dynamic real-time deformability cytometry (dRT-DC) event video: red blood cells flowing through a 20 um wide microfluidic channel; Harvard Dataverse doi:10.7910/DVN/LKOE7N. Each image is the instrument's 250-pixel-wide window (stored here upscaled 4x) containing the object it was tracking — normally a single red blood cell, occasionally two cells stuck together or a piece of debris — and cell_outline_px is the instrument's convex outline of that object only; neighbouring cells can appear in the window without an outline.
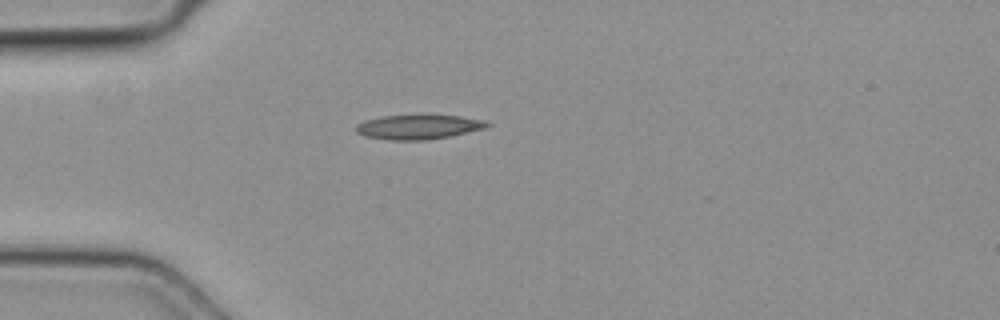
{"species": "common noctule bat (a hibernating species)", "species_latin": "Nyctalus noctula", "temperature_condition": "cold", "stored_images_in_passage": 1, "camera_frame_rate_fps": 3000, "um_per_image_px": 0.085, "animal": {"sex": "female", "body_mass_g": 19.3, "forearm_length_mm": 54.1}, "frame": {"image": 1, "passage_image": 1, "time_ms": 0.0, "image_size_px": [1000, 320], "cell_outline_px": [[492, 124], [488, 128], [428, 140], [388, 140], [364, 136], [356, 132], [356, 124], [364, 120], [380, 116], [460, 116], [484, 120]], "centroid_in_image_um": [35.55, 10.8], "position_along_channel_um": 49.4, "area_um2": 18.61}}